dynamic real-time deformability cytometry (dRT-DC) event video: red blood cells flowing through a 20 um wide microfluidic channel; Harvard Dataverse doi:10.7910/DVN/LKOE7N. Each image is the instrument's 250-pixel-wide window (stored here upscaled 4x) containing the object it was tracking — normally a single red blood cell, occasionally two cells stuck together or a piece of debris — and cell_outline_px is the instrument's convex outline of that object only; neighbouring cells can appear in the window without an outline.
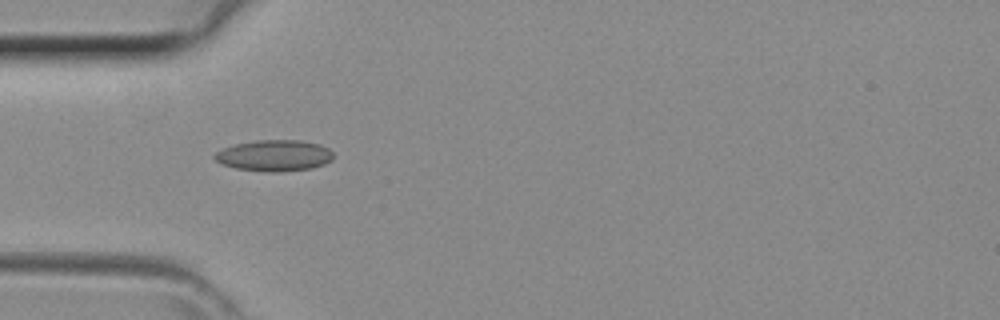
{"species": "common noctule bat (a hibernating species)", "species_latin": "Nyctalus noctula", "temperature_condition": "room temperature", "stored_images_in_passage": 29, "camera_frame_rate_fps": 3000, "um_per_image_px": 0.085, "animal": {"sex": "female", "body_mass_g": 29.2, "forearm_length_mm": 56.3}, "frame": {"image": 1, "passage_image": 1, "time_ms": 0.0, "image_size_px": [1000, 320], "cell_outline_px": [[332, 160], [324, 164], [312, 168], [280, 172], [264, 172], [236, 168], [220, 164], [212, 156], [216, 152], [224, 148], [236, 144], [256, 140], [300, 140], [320, 144], [328, 148], [332, 152]], "centroid_in_image_um": [23.31, 13.23], "position_along_channel_um": 61.7, "area_um2": 21.68}}
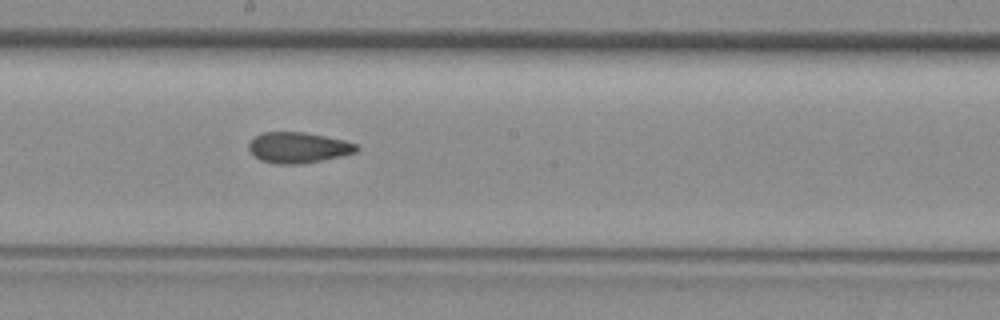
{"frame": {"image": 2, "passage_image": 11, "time_ms": 3.333, "image_size_px": [1000, 320], "cell_outline_px": [[360, 148], [356, 152], [340, 156], [300, 164], [276, 164], [260, 160], [248, 148], [248, 144], [256, 136], [264, 132], [304, 132], [344, 140], [356, 144]], "centroid_in_image_um": [25.35, 12.54], "position_along_channel_um": 222.8, "area_um2": 19.07}}
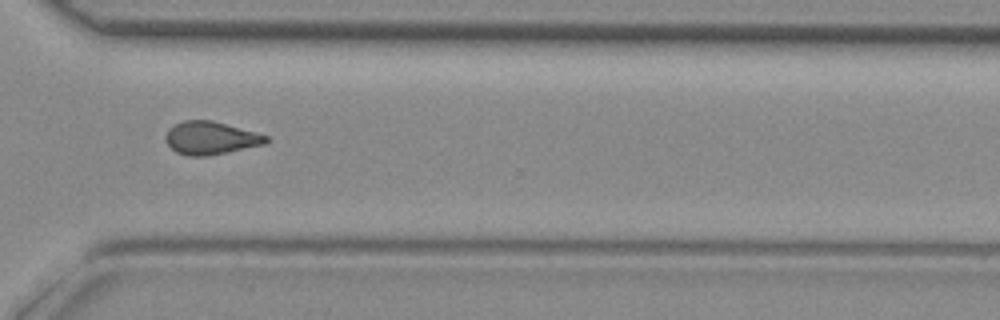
{"frame": {"image": 3, "passage_image": 19, "time_ms": 6.0, "image_size_px": [1000, 320], "cell_outline_px": [[268, 140], [264, 144], [204, 156], [188, 156], [176, 152], [164, 140], [164, 136], [168, 128], [184, 120], [212, 120], [268, 136]], "centroid_in_image_um": [17.84, 11.72], "position_along_channel_um": 352.8, "area_um2": 18.96}}